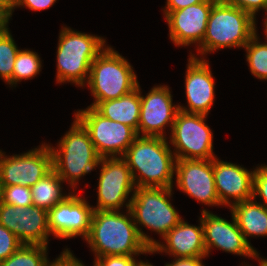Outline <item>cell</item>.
I'll use <instances>...</instances> for the list:
<instances>
[{
    "mask_svg": "<svg viewBox=\"0 0 267 266\" xmlns=\"http://www.w3.org/2000/svg\"><path fill=\"white\" fill-rule=\"evenodd\" d=\"M126 211V215L120 211H93L90 231L85 240L96 258L151 253L140 237L130 209Z\"/></svg>",
    "mask_w": 267,
    "mask_h": 266,
    "instance_id": "1",
    "label": "cell"
},
{
    "mask_svg": "<svg viewBox=\"0 0 267 266\" xmlns=\"http://www.w3.org/2000/svg\"><path fill=\"white\" fill-rule=\"evenodd\" d=\"M122 158L136 187L173 188L176 157L166 138L137 136Z\"/></svg>",
    "mask_w": 267,
    "mask_h": 266,
    "instance_id": "2",
    "label": "cell"
},
{
    "mask_svg": "<svg viewBox=\"0 0 267 266\" xmlns=\"http://www.w3.org/2000/svg\"><path fill=\"white\" fill-rule=\"evenodd\" d=\"M255 20L227 0H217L212 6L203 41L197 50L204 55L226 47L243 48L257 32Z\"/></svg>",
    "mask_w": 267,
    "mask_h": 266,
    "instance_id": "3",
    "label": "cell"
},
{
    "mask_svg": "<svg viewBox=\"0 0 267 266\" xmlns=\"http://www.w3.org/2000/svg\"><path fill=\"white\" fill-rule=\"evenodd\" d=\"M59 35L56 81L84 86L93 61L106 47L105 38L67 27H63Z\"/></svg>",
    "mask_w": 267,
    "mask_h": 266,
    "instance_id": "4",
    "label": "cell"
},
{
    "mask_svg": "<svg viewBox=\"0 0 267 266\" xmlns=\"http://www.w3.org/2000/svg\"><path fill=\"white\" fill-rule=\"evenodd\" d=\"M172 190V188L136 187L130 200L124 204L130 209L140 237L150 249L158 241L138 228L140 225L155 231L163 238L182 220L168 199L172 195Z\"/></svg>",
    "mask_w": 267,
    "mask_h": 266,
    "instance_id": "5",
    "label": "cell"
},
{
    "mask_svg": "<svg viewBox=\"0 0 267 266\" xmlns=\"http://www.w3.org/2000/svg\"><path fill=\"white\" fill-rule=\"evenodd\" d=\"M64 135L57 146L59 148L50 146L53 170L74 189L82 176L98 167L101 157L96 152L88 131L76 118Z\"/></svg>",
    "mask_w": 267,
    "mask_h": 266,
    "instance_id": "6",
    "label": "cell"
},
{
    "mask_svg": "<svg viewBox=\"0 0 267 266\" xmlns=\"http://www.w3.org/2000/svg\"><path fill=\"white\" fill-rule=\"evenodd\" d=\"M137 76L130 63L113 48L107 46L95 58L87 87L90 88L95 107L99 102L117 99L138 87Z\"/></svg>",
    "mask_w": 267,
    "mask_h": 266,
    "instance_id": "7",
    "label": "cell"
},
{
    "mask_svg": "<svg viewBox=\"0 0 267 266\" xmlns=\"http://www.w3.org/2000/svg\"><path fill=\"white\" fill-rule=\"evenodd\" d=\"M74 116L88 131L101 158L122 157L138 136L132 127L104 117L91 106L76 111Z\"/></svg>",
    "mask_w": 267,
    "mask_h": 266,
    "instance_id": "8",
    "label": "cell"
},
{
    "mask_svg": "<svg viewBox=\"0 0 267 266\" xmlns=\"http://www.w3.org/2000/svg\"><path fill=\"white\" fill-rule=\"evenodd\" d=\"M206 115L190 114L178 111L172 125L170 143L176 160H211L213 152V134L207 124Z\"/></svg>",
    "mask_w": 267,
    "mask_h": 266,
    "instance_id": "9",
    "label": "cell"
},
{
    "mask_svg": "<svg viewBox=\"0 0 267 266\" xmlns=\"http://www.w3.org/2000/svg\"><path fill=\"white\" fill-rule=\"evenodd\" d=\"M52 170L53 156L48 144L9 157L0 151V186L32 187Z\"/></svg>",
    "mask_w": 267,
    "mask_h": 266,
    "instance_id": "10",
    "label": "cell"
},
{
    "mask_svg": "<svg viewBox=\"0 0 267 266\" xmlns=\"http://www.w3.org/2000/svg\"><path fill=\"white\" fill-rule=\"evenodd\" d=\"M98 181V202L94 210L119 211L130 192L136 189L131 170L126 161L118 157L101 158Z\"/></svg>",
    "mask_w": 267,
    "mask_h": 266,
    "instance_id": "11",
    "label": "cell"
},
{
    "mask_svg": "<svg viewBox=\"0 0 267 266\" xmlns=\"http://www.w3.org/2000/svg\"><path fill=\"white\" fill-rule=\"evenodd\" d=\"M0 224L22 244L48 245V211L38 206L19 207L0 202Z\"/></svg>",
    "mask_w": 267,
    "mask_h": 266,
    "instance_id": "12",
    "label": "cell"
},
{
    "mask_svg": "<svg viewBox=\"0 0 267 266\" xmlns=\"http://www.w3.org/2000/svg\"><path fill=\"white\" fill-rule=\"evenodd\" d=\"M93 206L85 198L69 193L62 202L48 211V228L55 238H86L90 231Z\"/></svg>",
    "mask_w": 267,
    "mask_h": 266,
    "instance_id": "13",
    "label": "cell"
},
{
    "mask_svg": "<svg viewBox=\"0 0 267 266\" xmlns=\"http://www.w3.org/2000/svg\"><path fill=\"white\" fill-rule=\"evenodd\" d=\"M178 189L195 200L211 206H221L213 175V159H181L175 165Z\"/></svg>",
    "mask_w": 267,
    "mask_h": 266,
    "instance_id": "14",
    "label": "cell"
},
{
    "mask_svg": "<svg viewBox=\"0 0 267 266\" xmlns=\"http://www.w3.org/2000/svg\"><path fill=\"white\" fill-rule=\"evenodd\" d=\"M140 99L138 136L166 138L163 131L166 126L172 128L179 111V107L172 103L168 86H154L145 97L141 95L140 89Z\"/></svg>",
    "mask_w": 267,
    "mask_h": 266,
    "instance_id": "15",
    "label": "cell"
},
{
    "mask_svg": "<svg viewBox=\"0 0 267 266\" xmlns=\"http://www.w3.org/2000/svg\"><path fill=\"white\" fill-rule=\"evenodd\" d=\"M201 213L207 256L211 248L215 247L228 253L257 258L259 255L258 252L245 239L233 214L232 223H230L224 218L214 215L205 209H203Z\"/></svg>",
    "mask_w": 267,
    "mask_h": 266,
    "instance_id": "16",
    "label": "cell"
},
{
    "mask_svg": "<svg viewBox=\"0 0 267 266\" xmlns=\"http://www.w3.org/2000/svg\"><path fill=\"white\" fill-rule=\"evenodd\" d=\"M217 0H206L177 11H164L171 41L177 46L201 45L208 17Z\"/></svg>",
    "mask_w": 267,
    "mask_h": 266,
    "instance_id": "17",
    "label": "cell"
},
{
    "mask_svg": "<svg viewBox=\"0 0 267 266\" xmlns=\"http://www.w3.org/2000/svg\"><path fill=\"white\" fill-rule=\"evenodd\" d=\"M185 90L188 109L178 105L179 110L190 114L208 115L214 103L215 81L209 63L204 58H197L194 54L188 58Z\"/></svg>",
    "mask_w": 267,
    "mask_h": 266,
    "instance_id": "18",
    "label": "cell"
},
{
    "mask_svg": "<svg viewBox=\"0 0 267 266\" xmlns=\"http://www.w3.org/2000/svg\"><path fill=\"white\" fill-rule=\"evenodd\" d=\"M213 175L221 205L231 207L252 198L254 170L249 171L234 163L219 161L215 157L213 158Z\"/></svg>",
    "mask_w": 267,
    "mask_h": 266,
    "instance_id": "19",
    "label": "cell"
},
{
    "mask_svg": "<svg viewBox=\"0 0 267 266\" xmlns=\"http://www.w3.org/2000/svg\"><path fill=\"white\" fill-rule=\"evenodd\" d=\"M193 226L183 219L164 237L165 244L158 242L151 253L165 252L173 257H207L203 225Z\"/></svg>",
    "mask_w": 267,
    "mask_h": 266,
    "instance_id": "20",
    "label": "cell"
},
{
    "mask_svg": "<svg viewBox=\"0 0 267 266\" xmlns=\"http://www.w3.org/2000/svg\"><path fill=\"white\" fill-rule=\"evenodd\" d=\"M140 86L117 99L99 102L94 108L104 117L132 127L138 135Z\"/></svg>",
    "mask_w": 267,
    "mask_h": 266,
    "instance_id": "21",
    "label": "cell"
},
{
    "mask_svg": "<svg viewBox=\"0 0 267 266\" xmlns=\"http://www.w3.org/2000/svg\"><path fill=\"white\" fill-rule=\"evenodd\" d=\"M239 229L245 239L254 236H267V208L254 199L236 203L230 207Z\"/></svg>",
    "mask_w": 267,
    "mask_h": 266,
    "instance_id": "22",
    "label": "cell"
},
{
    "mask_svg": "<svg viewBox=\"0 0 267 266\" xmlns=\"http://www.w3.org/2000/svg\"><path fill=\"white\" fill-rule=\"evenodd\" d=\"M61 182L64 181L54 170L40 179L31 187L33 205L49 211L62 202L69 194L63 195Z\"/></svg>",
    "mask_w": 267,
    "mask_h": 266,
    "instance_id": "23",
    "label": "cell"
},
{
    "mask_svg": "<svg viewBox=\"0 0 267 266\" xmlns=\"http://www.w3.org/2000/svg\"><path fill=\"white\" fill-rule=\"evenodd\" d=\"M47 246L22 244L0 266H49Z\"/></svg>",
    "mask_w": 267,
    "mask_h": 266,
    "instance_id": "24",
    "label": "cell"
},
{
    "mask_svg": "<svg viewBox=\"0 0 267 266\" xmlns=\"http://www.w3.org/2000/svg\"><path fill=\"white\" fill-rule=\"evenodd\" d=\"M243 48L246 49L251 73L261 80H267V41L259 42L256 33Z\"/></svg>",
    "mask_w": 267,
    "mask_h": 266,
    "instance_id": "25",
    "label": "cell"
},
{
    "mask_svg": "<svg viewBox=\"0 0 267 266\" xmlns=\"http://www.w3.org/2000/svg\"><path fill=\"white\" fill-rule=\"evenodd\" d=\"M41 60L36 52L19 50L12 73V85L15 86L21 80L32 79L41 71Z\"/></svg>",
    "mask_w": 267,
    "mask_h": 266,
    "instance_id": "26",
    "label": "cell"
},
{
    "mask_svg": "<svg viewBox=\"0 0 267 266\" xmlns=\"http://www.w3.org/2000/svg\"><path fill=\"white\" fill-rule=\"evenodd\" d=\"M19 50L10 32L0 35V77L11 86L13 67Z\"/></svg>",
    "mask_w": 267,
    "mask_h": 266,
    "instance_id": "27",
    "label": "cell"
},
{
    "mask_svg": "<svg viewBox=\"0 0 267 266\" xmlns=\"http://www.w3.org/2000/svg\"><path fill=\"white\" fill-rule=\"evenodd\" d=\"M0 202L19 207L32 206L31 187L22 185L0 186Z\"/></svg>",
    "mask_w": 267,
    "mask_h": 266,
    "instance_id": "28",
    "label": "cell"
},
{
    "mask_svg": "<svg viewBox=\"0 0 267 266\" xmlns=\"http://www.w3.org/2000/svg\"><path fill=\"white\" fill-rule=\"evenodd\" d=\"M21 245L16 235L0 224V262L6 260Z\"/></svg>",
    "mask_w": 267,
    "mask_h": 266,
    "instance_id": "29",
    "label": "cell"
},
{
    "mask_svg": "<svg viewBox=\"0 0 267 266\" xmlns=\"http://www.w3.org/2000/svg\"><path fill=\"white\" fill-rule=\"evenodd\" d=\"M256 196L262 198L264 205L267 208V165H261L254 169V180H253V199Z\"/></svg>",
    "mask_w": 267,
    "mask_h": 266,
    "instance_id": "30",
    "label": "cell"
},
{
    "mask_svg": "<svg viewBox=\"0 0 267 266\" xmlns=\"http://www.w3.org/2000/svg\"><path fill=\"white\" fill-rule=\"evenodd\" d=\"M140 262L133 255H108L97 257L94 266H138Z\"/></svg>",
    "mask_w": 267,
    "mask_h": 266,
    "instance_id": "31",
    "label": "cell"
},
{
    "mask_svg": "<svg viewBox=\"0 0 267 266\" xmlns=\"http://www.w3.org/2000/svg\"><path fill=\"white\" fill-rule=\"evenodd\" d=\"M231 5H234L241 10L249 13L254 19L256 12L263 9L267 13V0H227ZM267 17V14H266Z\"/></svg>",
    "mask_w": 267,
    "mask_h": 266,
    "instance_id": "32",
    "label": "cell"
},
{
    "mask_svg": "<svg viewBox=\"0 0 267 266\" xmlns=\"http://www.w3.org/2000/svg\"><path fill=\"white\" fill-rule=\"evenodd\" d=\"M56 0H15V7L25 6L33 11L50 8Z\"/></svg>",
    "mask_w": 267,
    "mask_h": 266,
    "instance_id": "33",
    "label": "cell"
},
{
    "mask_svg": "<svg viewBox=\"0 0 267 266\" xmlns=\"http://www.w3.org/2000/svg\"><path fill=\"white\" fill-rule=\"evenodd\" d=\"M49 266H85L78 260L70 250L65 249L62 254L56 258L54 262H51Z\"/></svg>",
    "mask_w": 267,
    "mask_h": 266,
    "instance_id": "34",
    "label": "cell"
},
{
    "mask_svg": "<svg viewBox=\"0 0 267 266\" xmlns=\"http://www.w3.org/2000/svg\"><path fill=\"white\" fill-rule=\"evenodd\" d=\"M206 0H167L163 11H177L186 8L190 5L202 3Z\"/></svg>",
    "mask_w": 267,
    "mask_h": 266,
    "instance_id": "35",
    "label": "cell"
},
{
    "mask_svg": "<svg viewBox=\"0 0 267 266\" xmlns=\"http://www.w3.org/2000/svg\"><path fill=\"white\" fill-rule=\"evenodd\" d=\"M204 257H175L172 263H167L165 266H205L202 263Z\"/></svg>",
    "mask_w": 267,
    "mask_h": 266,
    "instance_id": "36",
    "label": "cell"
},
{
    "mask_svg": "<svg viewBox=\"0 0 267 266\" xmlns=\"http://www.w3.org/2000/svg\"><path fill=\"white\" fill-rule=\"evenodd\" d=\"M12 14L5 8H0V35L10 32L8 30L9 18Z\"/></svg>",
    "mask_w": 267,
    "mask_h": 266,
    "instance_id": "37",
    "label": "cell"
},
{
    "mask_svg": "<svg viewBox=\"0 0 267 266\" xmlns=\"http://www.w3.org/2000/svg\"><path fill=\"white\" fill-rule=\"evenodd\" d=\"M0 8H5L12 14L15 9V0H0Z\"/></svg>",
    "mask_w": 267,
    "mask_h": 266,
    "instance_id": "38",
    "label": "cell"
},
{
    "mask_svg": "<svg viewBox=\"0 0 267 266\" xmlns=\"http://www.w3.org/2000/svg\"><path fill=\"white\" fill-rule=\"evenodd\" d=\"M257 259L259 261V266H267V259H263L259 257V255L257 256Z\"/></svg>",
    "mask_w": 267,
    "mask_h": 266,
    "instance_id": "39",
    "label": "cell"
},
{
    "mask_svg": "<svg viewBox=\"0 0 267 266\" xmlns=\"http://www.w3.org/2000/svg\"><path fill=\"white\" fill-rule=\"evenodd\" d=\"M138 266H153V265H151L149 262H143V261H141V262L138 264Z\"/></svg>",
    "mask_w": 267,
    "mask_h": 266,
    "instance_id": "40",
    "label": "cell"
},
{
    "mask_svg": "<svg viewBox=\"0 0 267 266\" xmlns=\"http://www.w3.org/2000/svg\"><path fill=\"white\" fill-rule=\"evenodd\" d=\"M264 28H265V36H267V17L265 18V21H264Z\"/></svg>",
    "mask_w": 267,
    "mask_h": 266,
    "instance_id": "41",
    "label": "cell"
}]
</instances>
